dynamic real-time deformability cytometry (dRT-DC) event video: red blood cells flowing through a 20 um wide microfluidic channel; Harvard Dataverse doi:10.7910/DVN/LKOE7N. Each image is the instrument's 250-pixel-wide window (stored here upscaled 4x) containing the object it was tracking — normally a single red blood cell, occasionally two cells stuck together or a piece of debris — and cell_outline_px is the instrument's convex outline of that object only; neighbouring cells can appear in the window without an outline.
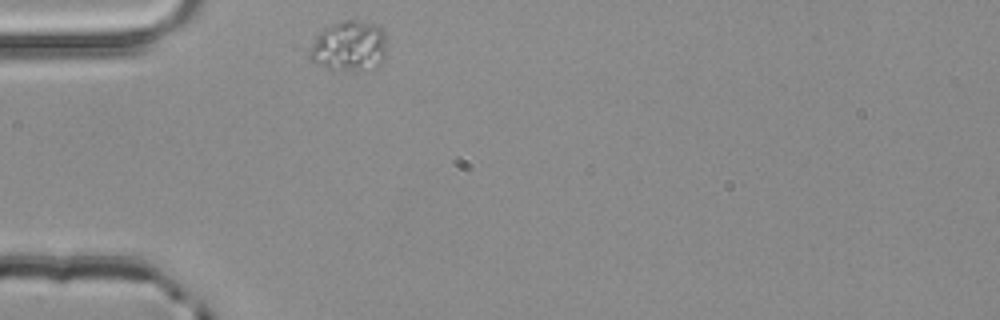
{"species": "common noctule bat (a hibernating species)", "species_latin": "Nyctalus noctula", "temperature_condition": "room temperature", "stored_images_in_passage": 1, "camera_frame_rate_fps": 3000, "um_per_image_px": 0.085, "animal": {"sex": "male", "body_mass_g": 20.4}, "frame": {"image": 1, "passage_image": 1, "time_ms": 0.0, "image_size_px": [1000, 320], "cell_outline_px": [[384, 60], [380, 64], [356, 72], [352, 72], [328, 68], [316, 64], [308, 60], [308, 52], [316, 36], [324, 28], [344, 20], [360, 20], [376, 24], [384, 28]], "centroid_in_image_um": [29.65, 3.93], "position_along_channel_um": 55.3, "area_um2": 22.89}}